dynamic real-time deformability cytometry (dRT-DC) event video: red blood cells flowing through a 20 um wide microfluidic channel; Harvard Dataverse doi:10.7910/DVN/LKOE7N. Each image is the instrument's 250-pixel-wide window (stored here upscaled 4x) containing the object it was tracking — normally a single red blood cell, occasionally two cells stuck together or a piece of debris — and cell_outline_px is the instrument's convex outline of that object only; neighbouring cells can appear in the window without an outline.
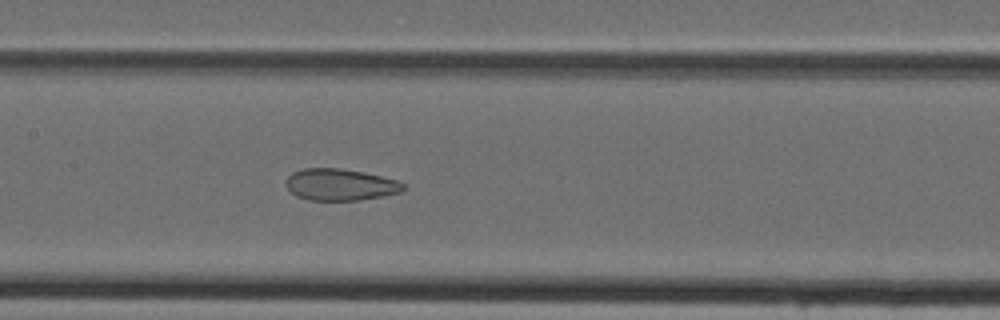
{"species": "Egyptian fruit bat (a non-hibernating species)", "species_latin": "Rousettus aegyptiacus", "temperature_condition": "cold", "stored_images_in_passage": 46, "camera_frame_rate_fps": 3000, "um_per_image_px": 0.085, "animal": {"sex": "female"}, "frame": {"image": 1, "passage_image": 22, "time_ms": 7.0, "image_size_px": [1000, 320], "cell_outline_px": [[408, 188], [404, 192], [360, 200], [308, 200], [296, 196], [284, 184], [284, 180], [292, 172], [304, 168], [340, 168], [364, 172], [396, 180], [404, 184]], "centroid_in_image_um": [28.92, 15.69], "position_along_channel_um": 178.5, "area_um2": 21.91}}
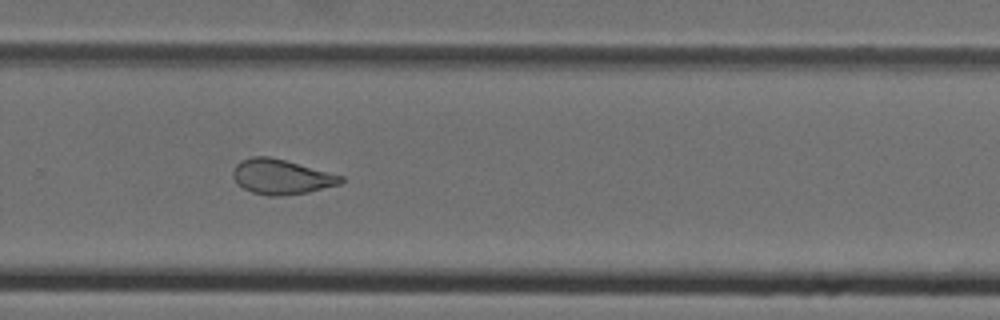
{"frame": {"image": 2, "passage_image": 31, "time_ms": 10.0, "image_size_px": [1000, 320], "cell_outline_px": [[344, 180], [340, 184], [308, 192], [280, 196], [268, 196], [252, 192], [236, 184], [232, 176], [232, 172], [236, 164], [240, 160], [252, 156], [268, 156], [284, 160], [344, 176]], "centroid_in_image_um": [23.88, 15.03], "position_along_channel_um": 305.9, "area_um2": 21.96}}
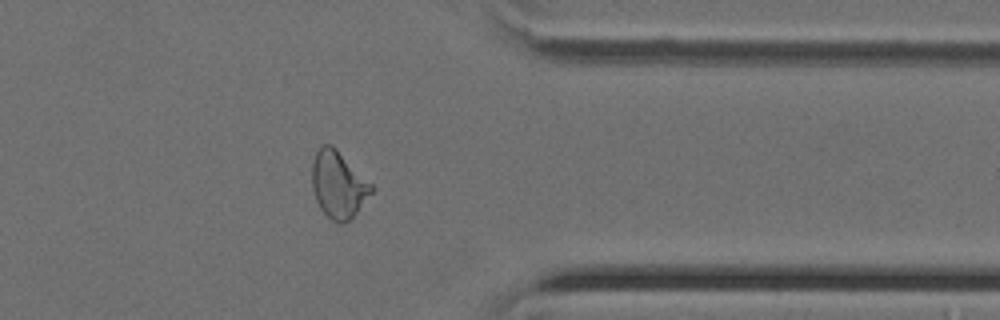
{"frame": {"image": 3, "passage_image": 37, "time_ms": 12.0, "image_size_px": [1000, 320], "cell_outline_px": [[372, 192], [356, 212], [344, 224], [340, 224], [332, 220], [320, 208], [316, 200], [312, 188], [312, 164], [316, 152], [320, 144], [332, 144], [372, 184]], "centroid_in_image_um": [28.73, 15.67], "position_along_channel_um": 382.7, "area_um2": 22.89}}